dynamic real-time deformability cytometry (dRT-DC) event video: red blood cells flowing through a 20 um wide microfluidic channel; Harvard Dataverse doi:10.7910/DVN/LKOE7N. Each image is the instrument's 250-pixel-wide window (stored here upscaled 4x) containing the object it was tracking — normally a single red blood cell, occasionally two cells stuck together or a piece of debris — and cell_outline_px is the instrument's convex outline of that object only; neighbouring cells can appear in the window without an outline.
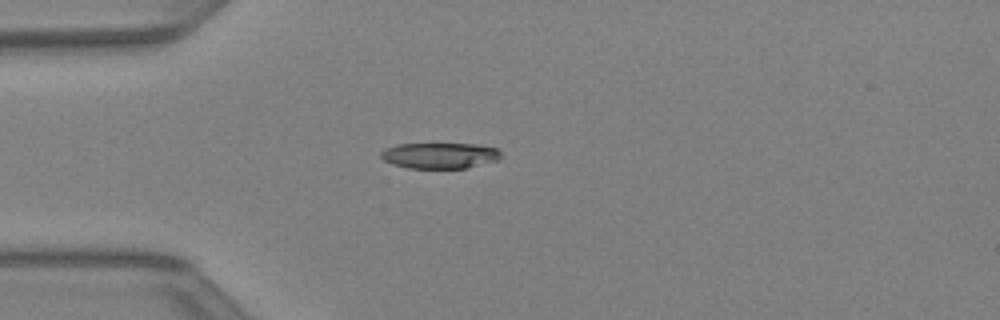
{"species": "Egyptian fruit bat (a non-hibernating species)", "species_latin": "Rousettus aegyptiacus", "temperature_condition": "warm", "stored_images_in_passage": 32, "camera_frame_rate_fps": 3000, "um_per_image_px": 0.085, "animal": {"sex": "female"}, "frame": {"image": 1, "passage_image": 1, "time_ms": 0.0, "image_size_px": [1000, 320], "cell_outline_px": [[500, 156], [496, 160], [468, 168], [408, 168], [392, 164], [384, 160], [380, 156], [380, 152], [384, 148], [400, 144], [476, 144], [496, 148], [500, 152]], "centroid_in_image_um": [37.34, 13.22], "position_along_channel_um": 47.7, "area_um2": 17.98}}
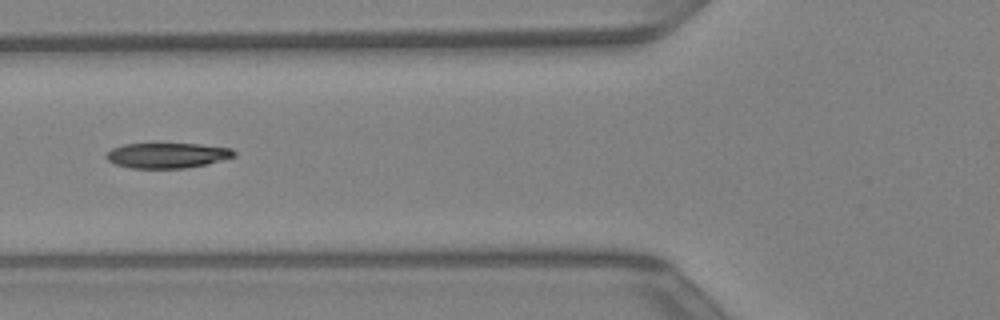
{"frame": {"image": 2, "passage_image": 6, "time_ms": 1.667, "image_size_px": [1000, 320], "cell_outline_px": [[236, 156], [208, 164], [184, 168], [132, 168], [116, 164], [108, 160], [104, 156], [112, 148], [124, 144], [200, 144], [232, 148], [236, 152]], "centroid_in_image_um": [14.25, 13.21], "position_along_channel_um": 111.6, "area_um2": 18.79}}
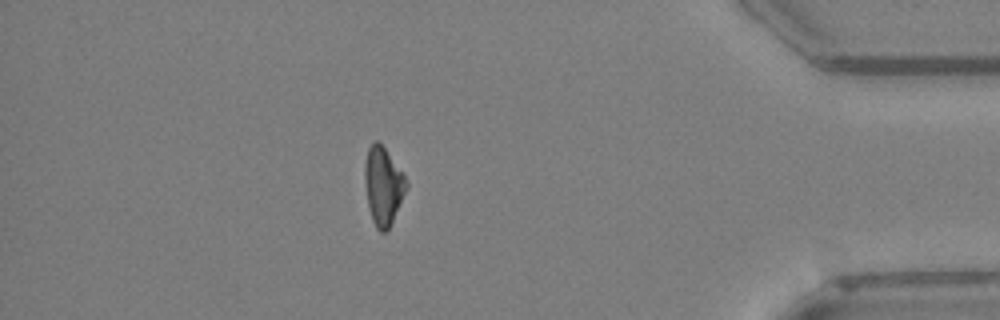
{"frame": {"image": 3, "passage_image": 27, "time_ms": 8.667, "image_size_px": [1000, 320], "cell_outline_px": [[408, 188], [388, 228], [384, 232], [380, 232], [376, 228], [372, 220], [368, 208], [364, 180], [364, 164], [368, 148], [376, 140], [384, 148], [404, 176], [408, 184]], "centroid_in_image_um": [32.54, 15.82], "position_along_channel_um": 402.7, "area_um2": 18.55}}